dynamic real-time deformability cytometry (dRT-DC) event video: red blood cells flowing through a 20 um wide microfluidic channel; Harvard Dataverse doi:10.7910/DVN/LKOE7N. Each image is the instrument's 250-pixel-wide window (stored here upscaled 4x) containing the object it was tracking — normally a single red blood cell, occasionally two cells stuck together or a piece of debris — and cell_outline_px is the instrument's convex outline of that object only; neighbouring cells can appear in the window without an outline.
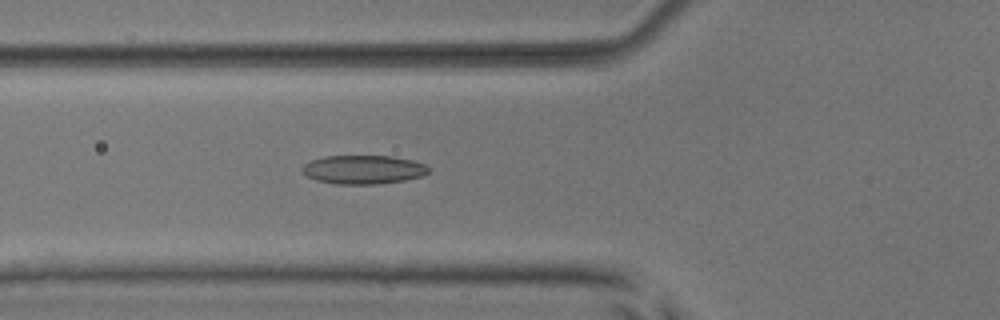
{"species": "common noctule bat (a hibernating species)", "species_latin": "Nyctalus noctula", "temperature_condition": "room temperature", "stored_images_in_passage": 38, "camera_frame_rate_fps": 3000, "um_per_image_px": 0.085, "animal": {"sex": "male", "body_mass_g": 17.9, "forearm_length_mm": 54.2}, "frame": {"image": 1, "passage_image": 5, "time_ms": 1.333, "image_size_px": [1000, 320], "cell_outline_px": [[428, 172], [424, 176], [404, 180], [376, 184], [336, 184], [316, 180], [300, 172], [300, 168], [304, 164], [312, 160], [324, 156], [392, 156], [412, 160], [424, 164], [428, 168]], "centroid_in_image_um": [30.85, 14.41], "position_along_channel_um": 94.9, "area_um2": 21.21}}
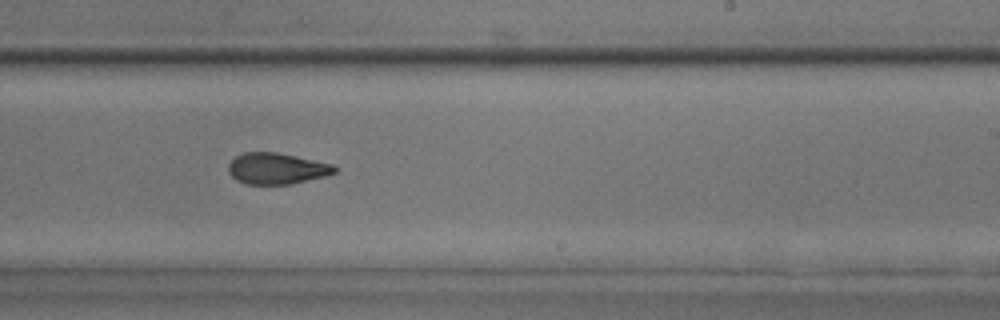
{"frame": {"image": 2, "passage_image": 18, "time_ms": 5.667, "image_size_px": [1000, 320], "cell_outline_px": [[336, 172], [328, 176], [292, 184], [244, 184], [236, 180], [228, 172], [228, 164], [236, 156], [244, 152], [276, 152], [296, 156], [332, 164], [336, 168]], "centroid_in_image_um": [23.52, 14.33], "position_along_channel_um": 265.5, "area_um2": 19.42}}
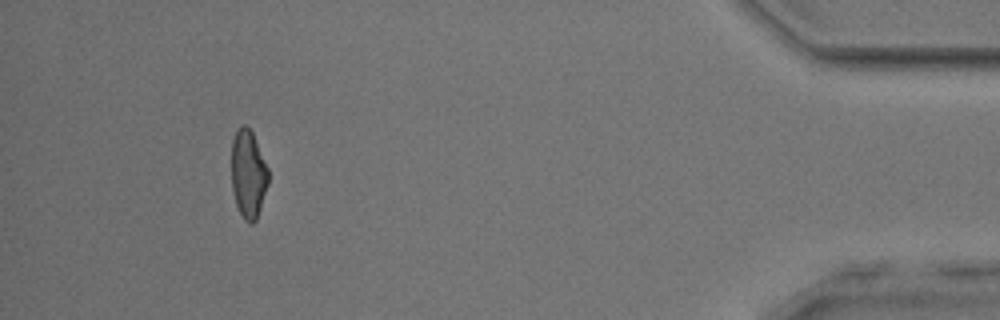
{"frame": {"image": 3, "passage_image": 34, "time_ms": 11.0, "image_size_px": [1000, 320], "cell_outline_px": [[268, 184], [256, 220], [252, 224], [244, 220], [236, 204], [232, 188], [232, 140], [236, 128], [240, 124], [244, 124], [252, 132], [268, 168]], "centroid_in_image_um": [21.09, 14.77], "position_along_channel_um": 414.1, "area_um2": 18.84}, "authors_computed_cell_mechanics": {"area_um2": 19.6809, "velocity_mm_per_s": 3.9444, "shape_relaxation_time_tau1_ms": 5.7744, "shape_relaxation_time_tau2_ms": 2.2713, "deformation_change_tau1": 0.1618, "deformation_change_tau2": 0.0939}}